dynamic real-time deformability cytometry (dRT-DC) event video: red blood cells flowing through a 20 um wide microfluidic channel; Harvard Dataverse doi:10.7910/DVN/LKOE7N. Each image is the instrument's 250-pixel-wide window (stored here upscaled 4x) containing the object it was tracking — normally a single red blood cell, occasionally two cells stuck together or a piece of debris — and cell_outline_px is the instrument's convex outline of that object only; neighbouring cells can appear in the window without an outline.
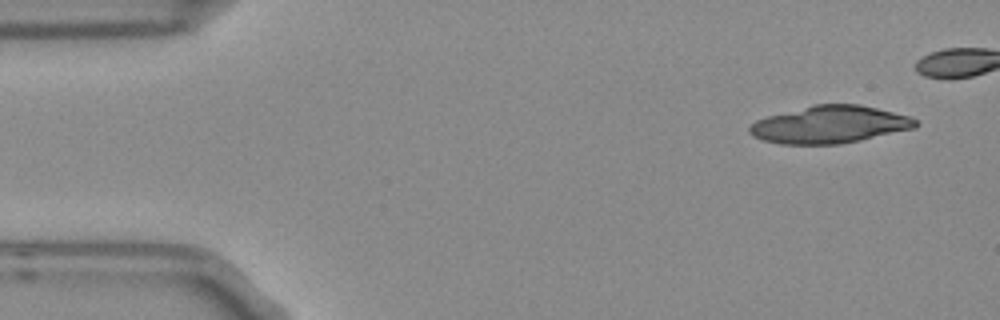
{"species": "Egyptian fruit bat (a non-hibernating species)", "species_latin": "Rousettus aegyptiacus", "temperature_condition": "room temperature", "stored_images_in_passage": 5, "camera_frame_rate_fps": 3000, "um_per_image_px": 0.085, "frame": {"image": 1, "passage_image": 1, "time_ms": 0.0, "image_size_px": [1000, 320], "cell_outline_px": [[920, 124], [916, 128], [860, 140], [840, 144], [780, 144], [764, 140], [752, 136], [748, 132], [748, 128], [756, 120], [768, 116], [812, 104], [860, 104], [912, 116]], "centroid_in_image_um": [70.55, 10.58], "position_along_channel_um": 14.4, "area_um2": 36.36}}